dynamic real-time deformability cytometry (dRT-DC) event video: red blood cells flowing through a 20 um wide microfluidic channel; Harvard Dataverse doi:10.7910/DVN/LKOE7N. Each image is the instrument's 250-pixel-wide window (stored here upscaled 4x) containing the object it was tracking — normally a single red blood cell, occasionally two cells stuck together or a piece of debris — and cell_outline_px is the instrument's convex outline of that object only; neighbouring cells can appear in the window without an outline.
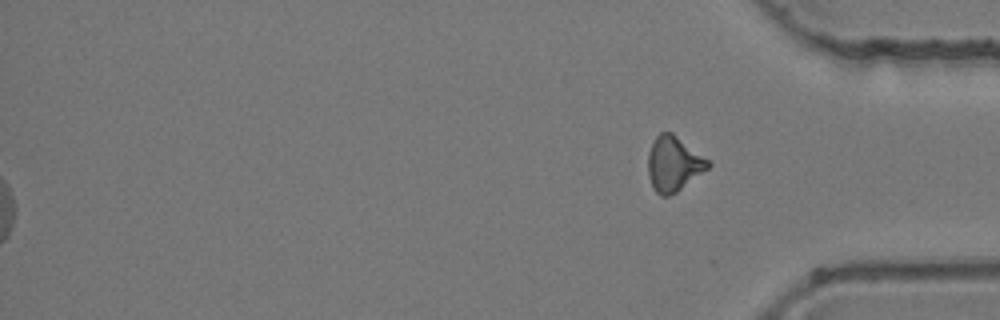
{"species": "common noctule bat (a hibernating species)", "species_latin": "Nyctalus noctula", "temperature_condition": "room temperature", "stored_images_in_passage": 55, "segment_of_instrument_passage": [2, 2], "camera_frame_rate_fps": 3000, "um_per_image_px": 0.085, "animal": {"sex": "female", "body_mass_g": 24.6, "forearm_length_mm": 56.2}, "frame": {"image": 1, "passage_image": 55, "time_ms": 18.0, "image_size_px": [1000, 320], "cell_outline_px": [[712, 164], [708, 168], [676, 192], [668, 196], [660, 196], [656, 192], [648, 176], [648, 152], [656, 136], [660, 132], [672, 132], [712, 160]], "centroid_in_image_um": [57.29, 13.9], "position_along_channel_um": 377.9, "area_um2": 19.36}}